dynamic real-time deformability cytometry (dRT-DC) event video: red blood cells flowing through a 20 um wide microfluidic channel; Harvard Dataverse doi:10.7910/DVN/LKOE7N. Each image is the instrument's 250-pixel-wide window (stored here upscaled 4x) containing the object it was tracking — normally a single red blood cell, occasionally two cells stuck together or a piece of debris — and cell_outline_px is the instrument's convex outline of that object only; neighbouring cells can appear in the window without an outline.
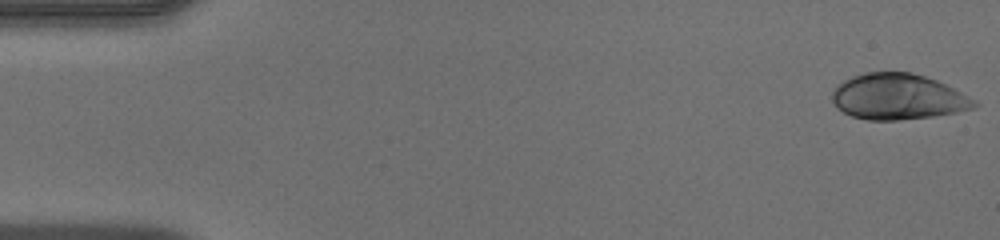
{"species": "human", "species_latin": "Homo sapiens", "temperature_condition": "warm", "stored_images_in_passage": 39, "camera_frame_rate_fps": 3000, "um_per_image_px": 0.085, "donor": {"sex": "male"}, "frame": {"image": 1, "passage_image": 1, "time_ms": 0.0, "image_size_px": [1000, 240], "cell_outline_px": [[980, 104], [972, 108], [956, 112], [932, 116], [896, 120], [868, 120], [852, 116], [836, 108], [832, 100], [832, 92], [836, 84], [852, 76], [864, 72], [912, 72], [936, 80], [976, 100]], "centroid_in_image_um": [76.28, 8.22], "position_along_channel_um": 8.7, "area_um2": 37.86}}
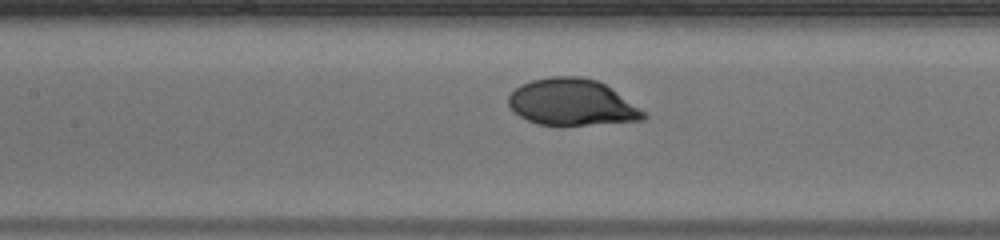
{"frame": {"image": 2, "passage_image": 21, "time_ms": 6.667, "image_size_px": [1000, 240], "cell_outline_px": [[648, 116], [644, 120], [588, 124], [536, 124], [520, 116], [508, 104], [508, 96], [520, 84], [532, 80], [552, 76], [580, 76], [596, 80], [604, 84], [616, 92], [644, 112]], "centroid_in_image_um": [48.58, 8.68], "position_along_channel_um": 158.8, "area_um2": 35.89}}
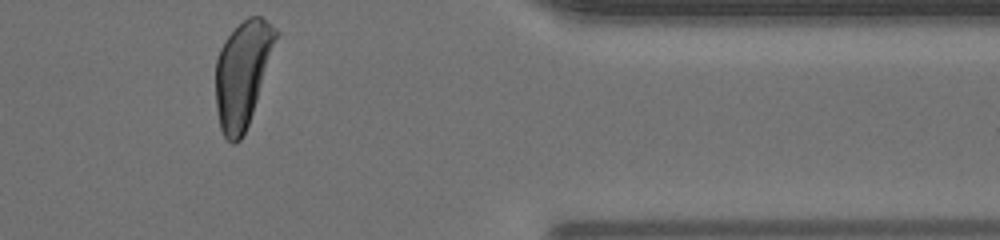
{"frame": {"image": 3, "passage_image": 39, "time_ms": 12.667, "image_size_px": [1000, 240], "cell_outline_px": [[280, 32], [248, 124], [240, 140], [236, 144], [232, 144], [224, 136], [220, 128], [216, 108], [216, 60], [220, 48], [224, 40], [248, 16], [260, 16], [276, 28]], "centroid_in_image_um": [20.61, 6.25], "position_along_channel_um": 390.8, "area_um2": 36.76}}